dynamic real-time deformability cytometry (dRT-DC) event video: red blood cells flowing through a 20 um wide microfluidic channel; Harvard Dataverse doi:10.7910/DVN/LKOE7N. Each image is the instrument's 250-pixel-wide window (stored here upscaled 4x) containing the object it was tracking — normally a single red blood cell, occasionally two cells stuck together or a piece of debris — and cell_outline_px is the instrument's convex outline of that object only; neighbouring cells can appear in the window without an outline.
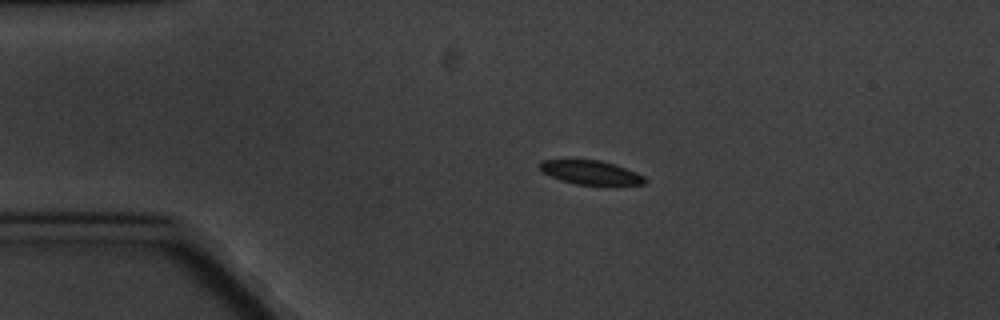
{"species": "common noctule bat (a hibernating species)", "species_latin": "Nyctalus noctula", "temperature_condition": "cold", "stored_images_in_passage": 10, "camera_frame_rate_fps": 3000, "um_per_image_px": 0.085, "animal": {"sex": "male", "body_mass_g": 20.1, "forearm_length_mm": 53.5}, "frame": {"image": 1, "passage_image": 2, "time_ms": 2.0, "image_size_px": [1000, 320], "cell_outline_px": [[648, 180], [644, 184], [576, 184], [560, 180], [544, 172], [540, 168], [540, 160], [600, 160], [636, 172], [644, 176]], "centroid_in_image_um": [50.21, 14.66], "position_along_channel_um": 34.8, "area_um2": 14.22}}
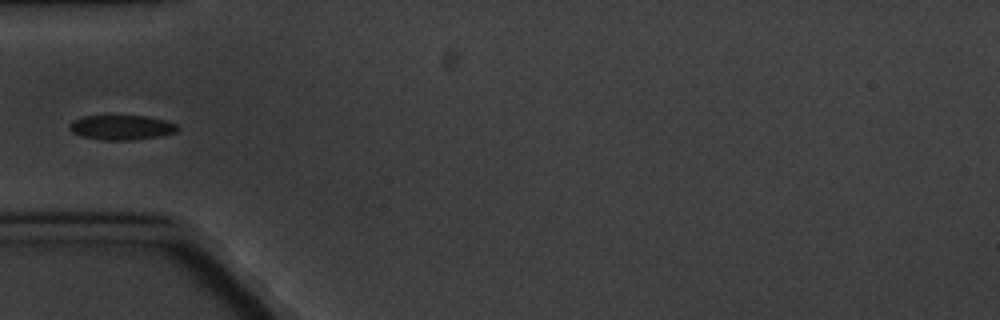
{"frame": {"image": 2, "passage_image": 4, "time_ms": 4.333, "image_size_px": [1000, 320], "cell_outline_px": [[180, 128], [176, 132], [160, 136], [132, 140], [100, 140], [80, 136], [72, 132], [68, 128], [68, 124], [72, 120], [84, 116], [144, 116], [164, 120], [176, 124]], "centroid_in_image_um": [10.29, 10.84], "position_along_channel_um": 74.7, "area_um2": 15.66}}